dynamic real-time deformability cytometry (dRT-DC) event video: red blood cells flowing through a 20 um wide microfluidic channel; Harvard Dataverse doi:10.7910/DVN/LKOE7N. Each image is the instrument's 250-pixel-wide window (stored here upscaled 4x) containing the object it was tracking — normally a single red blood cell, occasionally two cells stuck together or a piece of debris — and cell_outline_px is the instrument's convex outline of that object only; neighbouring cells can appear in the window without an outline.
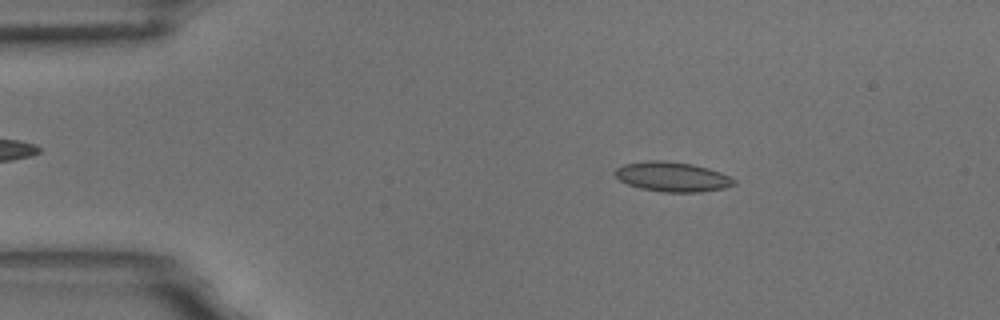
{"species": "common noctule bat (a hibernating species)", "species_latin": "Nyctalus noctula", "temperature_condition": "room temperature", "stored_images_in_passage": 4, "camera_frame_rate_fps": 3000, "um_per_image_px": 0.085, "animal": {"sex": "male", "body_mass_g": 18.8}, "frame": {"image": 1, "passage_image": 2, "time_ms": 0.333, "image_size_px": [1000, 320], "cell_outline_px": [[736, 184], [724, 188], [700, 192], [664, 192], [640, 188], [628, 184], [620, 180], [612, 172], [616, 168], [624, 164], [648, 160], [664, 160], [692, 164], [708, 168], [720, 172], [736, 180]], "centroid_in_image_um": [57.13, 15.02], "position_along_channel_um": 27.9, "area_um2": 20.63}}